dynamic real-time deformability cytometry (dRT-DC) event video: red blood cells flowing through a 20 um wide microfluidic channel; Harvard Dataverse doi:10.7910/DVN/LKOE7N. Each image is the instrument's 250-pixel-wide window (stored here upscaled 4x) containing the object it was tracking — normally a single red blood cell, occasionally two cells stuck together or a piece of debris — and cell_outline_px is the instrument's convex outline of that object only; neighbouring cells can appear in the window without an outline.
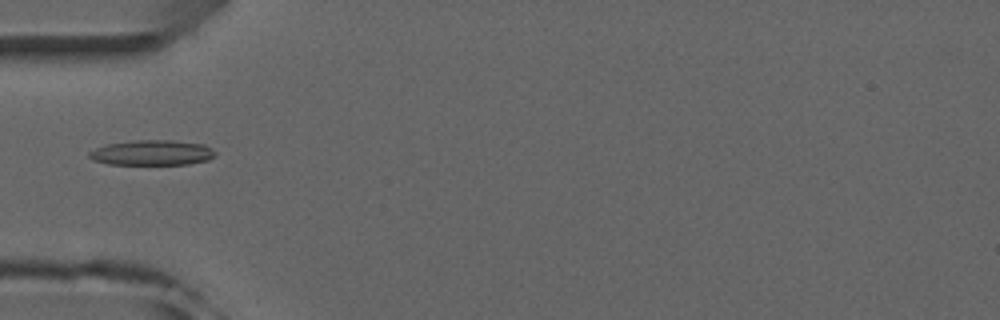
{"species": "common noctule bat (a hibernating species)", "species_latin": "Nyctalus noctula", "temperature_condition": "room temperature", "stored_images_in_passage": 6, "camera_frame_rate_fps": 3000, "um_per_image_px": 0.085, "animal": {"sex": "male", "forearm_length_mm": 52.5}, "frame": {"image": 1, "passage_image": 5, "time_ms": 4.667, "image_size_px": [1000, 320], "cell_outline_px": [[216, 156], [208, 160], [188, 164], [108, 164], [92, 160], [88, 156], [88, 152], [96, 148], [108, 144], [136, 140], [172, 140], [204, 144], [212, 148], [216, 152]], "centroid_in_image_um": [12.95, 12.98], "position_along_channel_um": 72.0, "area_um2": 18.55}}
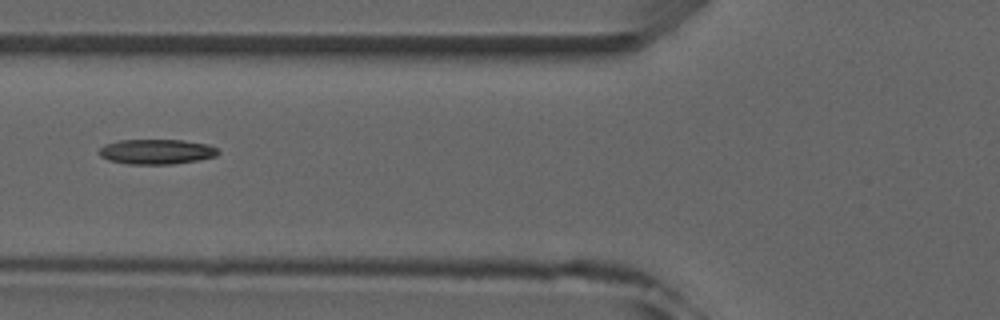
{"frame": {"image": 2, "passage_image": 6, "time_ms": 5.667, "image_size_px": [1000, 320], "cell_outline_px": [[220, 152], [216, 156], [196, 160], [172, 164], [128, 164], [108, 160], [100, 156], [96, 152], [104, 144], [120, 140], [184, 140], [208, 144], [216, 148]], "centroid_in_image_um": [13.26, 12.89], "position_along_channel_um": 112.5, "area_um2": 17.4}}